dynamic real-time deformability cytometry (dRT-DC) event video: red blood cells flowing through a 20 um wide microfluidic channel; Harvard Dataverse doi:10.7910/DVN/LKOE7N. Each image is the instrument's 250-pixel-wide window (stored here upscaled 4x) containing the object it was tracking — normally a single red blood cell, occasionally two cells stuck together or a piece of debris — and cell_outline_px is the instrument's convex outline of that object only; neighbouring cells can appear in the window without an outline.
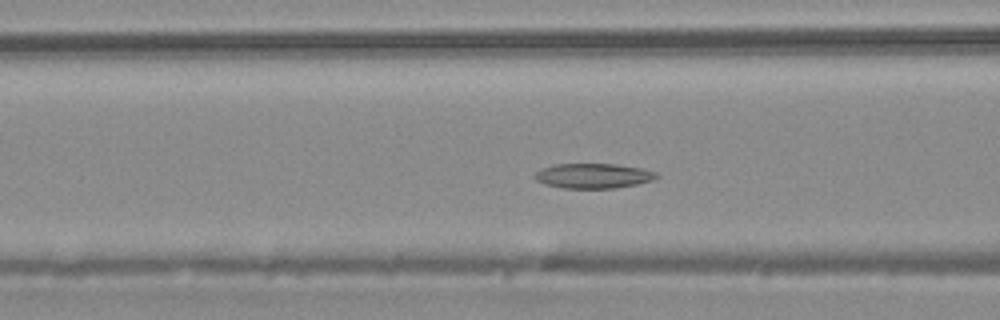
{"species": "common noctule bat (a hibernating species)", "species_latin": "Nyctalus noctula", "temperature_condition": "warm", "stored_images_in_passage": 40, "camera_frame_rate_fps": 3000, "um_per_image_px": 0.085, "animal": {"sex": "male", "body_mass_g": 20.4}, "frame": {"image": 1, "passage_image": 15, "time_ms": 4.667, "image_size_px": [1000, 320], "cell_outline_px": [[660, 176], [652, 180], [636, 184], [612, 188], [564, 188], [544, 184], [536, 180], [532, 176], [540, 168], [552, 164], [616, 164], [640, 168], [656, 172]], "centroid_in_image_um": [50.38, 14.94], "position_along_channel_um": 116.2, "area_um2": 17.69}}
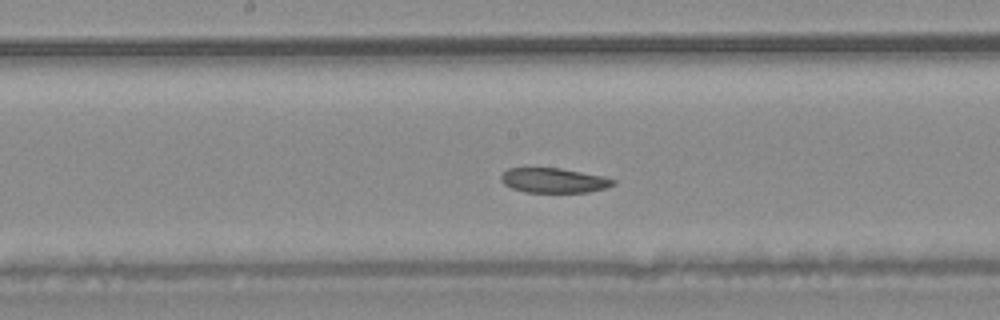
{"frame": {"image": 2, "passage_image": 21, "time_ms": 6.667, "image_size_px": [1000, 320], "cell_outline_px": [[616, 184], [604, 188], [588, 192], [524, 192], [512, 188], [504, 184], [500, 180], [500, 176], [508, 168], [560, 168], [604, 176], [616, 180]], "centroid_in_image_um": [47.07, 15.33], "position_along_channel_um": 201.1, "area_um2": 16.18}}
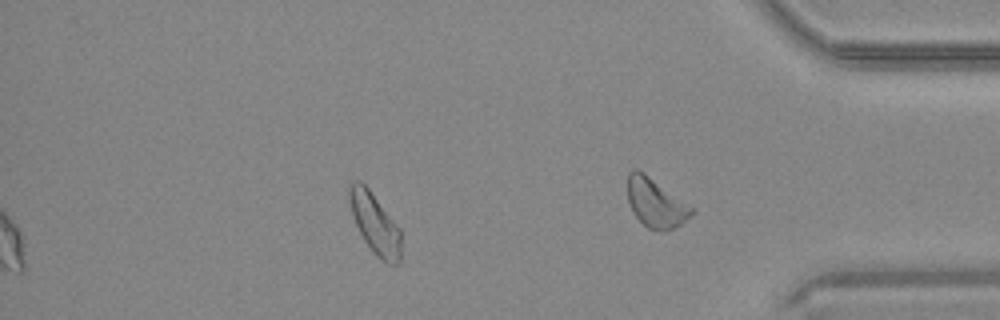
{"frame": {"image": 3, "passage_image": 34, "time_ms": 11.0, "image_size_px": [1000, 320], "cell_outline_px": [[400, 260], [396, 264], [388, 264], [380, 260], [376, 256], [364, 240], [352, 216], [348, 192], [348, 184], [352, 180], [360, 180], [368, 188], [400, 228]], "centroid_in_image_um": [31.84, 18.98], "position_along_channel_um": 403.4, "area_um2": 18.21}}